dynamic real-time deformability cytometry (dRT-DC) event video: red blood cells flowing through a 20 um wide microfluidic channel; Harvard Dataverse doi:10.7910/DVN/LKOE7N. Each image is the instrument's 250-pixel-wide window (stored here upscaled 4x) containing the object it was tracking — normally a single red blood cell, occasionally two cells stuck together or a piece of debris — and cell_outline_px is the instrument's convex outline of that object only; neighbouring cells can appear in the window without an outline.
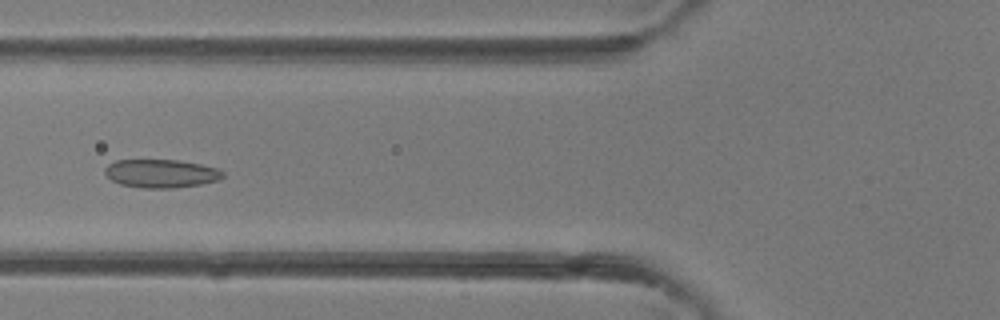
{"species": "common noctule bat (a hibernating species)", "species_latin": "Nyctalus noctula", "temperature_condition": "room temperature", "stored_images_in_passage": 37, "camera_frame_rate_fps": 3000, "um_per_image_px": 0.085, "animal": {"sex": "female"}, "frame": {"image": 1, "passage_image": 12, "time_ms": 3.667, "image_size_px": [1000, 320], "cell_outline_px": [[224, 176], [220, 180], [200, 184], [172, 188], [140, 188], [120, 184], [112, 180], [104, 172], [104, 168], [108, 164], [116, 160], [176, 160], [200, 164], [216, 168], [224, 172]], "centroid_in_image_um": [13.68, 14.75], "position_along_channel_um": 112.1, "area_um2": 19.48}}
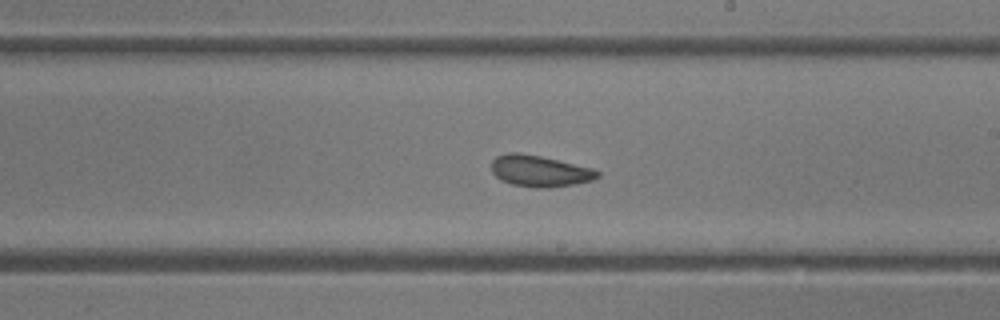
{"frame": {"image": 2, "passage_image": 20, "time_ms": 6.333, "image_size_px": [1000, 320], "cell_outline_px": [[600, 176], [592, 180], [576, 184], [548, 188], [536, 188], [512, 184], [500, 180], [492, 172], [492, 160], [496, 156], [508, 152], [520, 152], [540, 156], [592, 168], [600, 172]], "centroid_in_image_um": [45.86, 14.54], "position_along_channel_um": 243.1, "area_um2": 19.42}}
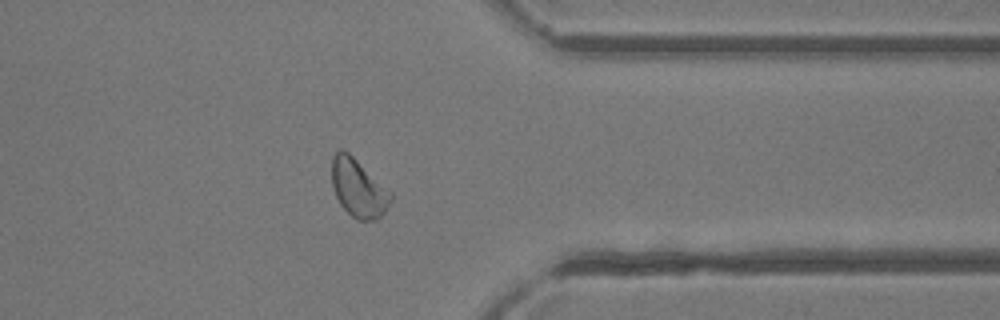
{"frame": {"image": 3, "passage_image": 29, "time_ms": 9.333, "image_size_px": [1000, 320], "cell_outline_px": [[392, 200], [384, 212], [376, 220], [356, 220], [340, 204], [336, 196], [332, 184], [332, 156], [340, 148], [348, 152], [392, 192]], "centroid_in_image_um": [30.46, 15.99], "position_along_channel_um": 380.9, "area_um2": 19.83}}